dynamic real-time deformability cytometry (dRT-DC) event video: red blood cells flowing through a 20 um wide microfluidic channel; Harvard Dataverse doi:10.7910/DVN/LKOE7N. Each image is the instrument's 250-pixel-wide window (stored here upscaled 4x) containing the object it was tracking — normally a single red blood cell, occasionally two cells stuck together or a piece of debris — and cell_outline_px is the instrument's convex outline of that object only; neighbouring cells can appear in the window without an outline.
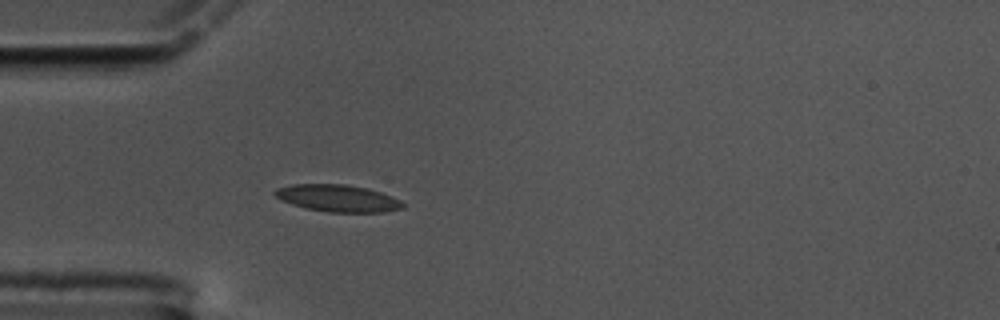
{"species": "common noctule bat (a hibernating species)", "species_latin": "Nyctalus noctula", "temperature_condition": "cold", "stored_images_in_passage": 12, "camera_frame_rate_fps": 3000, "um_per_image_px": 0.085, "animal": {"sex": "male", "body_mass_g": 17.5, "forearm_length_mm": 52.3}, "frame": {"image": 1, "passage_image": 1, "time_ms": 0.0, "image_size_px": [1000, 320], "cell_outline_px": [[404, 208], [380, 212], [328, 212], [308, 208], [292, 204], [280, 200], [272, 192], [276, 188], [292, 184], [344, 184], [368, 188], [380, 192], [400, 200], [404, 204]], "centroid_in_image_um": [28.68, 16.84], "position_along_channel_um": 56.3, "area_um2": 20.06}}
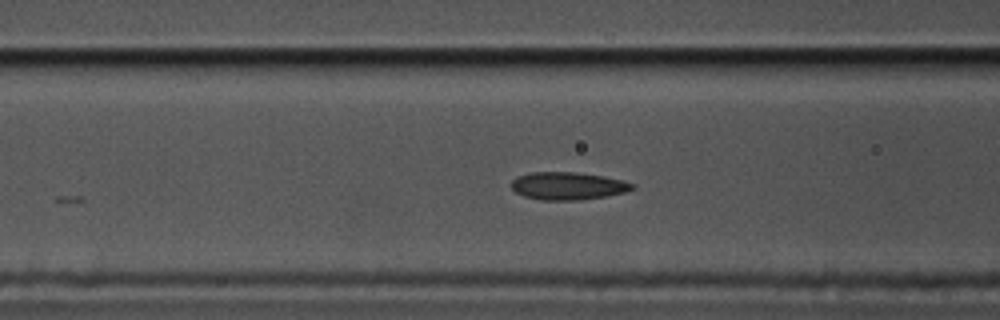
{"frame": {"image": 2, "passage_image": 7, "time_ms": 2.0, "image_size_px": [1000, 320], "cell_outline_px": [[636, 188], [628, 192], [608, 196], [576, 200], [540, 200], [524, 196], [516, 192], [512, 188], [512, 180], [516, 176], [528, 172], [576, 172], [604, 176], [624, 180], [636, 184]], "centroid_in_image_um": [48.32, 15.8], "position_along_channel_um": 118.3, "area_um2": 19.83}}
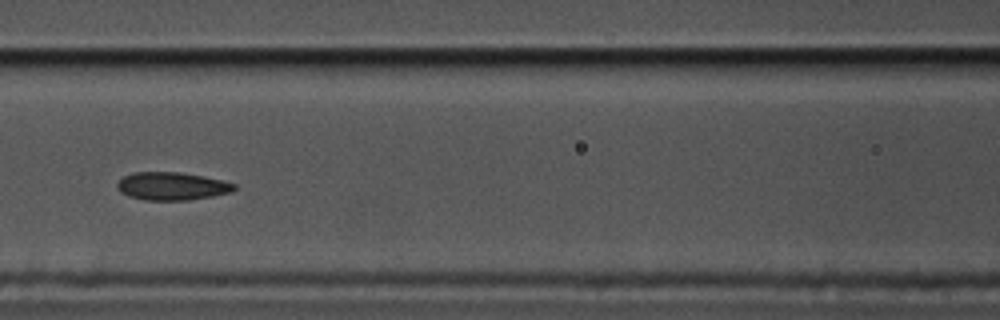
{"frame": {"image": 3, "passage_image": 10, "time_ms": 3.0, "image_size_px": [1000, 320], "cell_outline_px": [[236, 188], [232, 192], [212, 196], [188, 200], [144, 200], [128, 196], [120, 192], [116, 184], [124, 176], [132, 172], [180, 172], [204, 176], [236, 184]], "centroid_in_image_um": [14.6, 15.82], "position_along_channel_um": 152.0, "area_um2": 19.07}}